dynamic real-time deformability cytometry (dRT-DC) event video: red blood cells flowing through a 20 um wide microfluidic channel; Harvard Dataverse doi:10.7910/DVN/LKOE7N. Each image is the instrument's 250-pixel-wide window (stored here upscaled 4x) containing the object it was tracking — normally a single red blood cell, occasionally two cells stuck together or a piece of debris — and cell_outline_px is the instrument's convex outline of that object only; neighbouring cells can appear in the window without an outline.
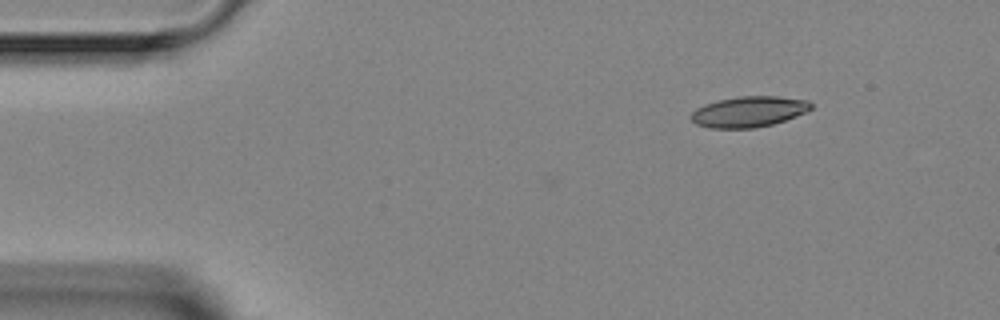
{"species": "Egyptian fruit bat (a non-hibernating species)", "species_latin": "Rousettus aegyptiacus", "temperature_condition": "room temperature", "stored_images_in_passage": 4, "segment_of_instrument_passage": [1, 2], "camera_frame_rate_fps": 3000, "um_per_image_px": 0.085, "animal": {"sex": "female"}, "frame": {"image": 1, "passage_image": 1, "time_ms": 0.0, "image_size_px": [1000, 320], "cell_outline_px": [[812, 108], [796, 116], [772, 124], [756, 128], [712, 128], [696, 124], [692, 120], [692, 112], [696, 108], [704, 104], [720, 100], [740, 96], [776, 96], [808, 100], [812, 104]], "centroid_in_image_um": [63.65, 9.49], "position_along_channel_um": 21.4, "area_um2": 21.27}}
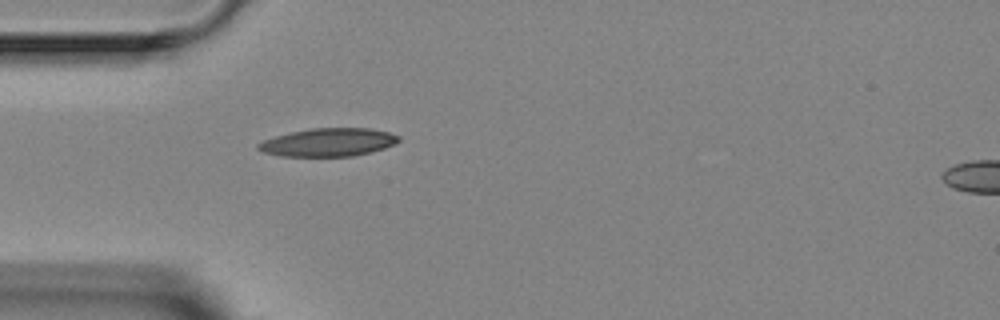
{"frame": {"image": 2, "passage_image": 3, "time_ms": 2.667, "image_size_px": [1000, 320], "cell_outline_px": [[400, 140], [384, 148], [352, 156], [280, 156], [264, 152], [256, 148], [256, 144], [264, 140], [276, 136], [308, 128], [372, 128], [388, 132], [400, 136]], "centroid_in_image_um": [27.89, 12.09], "position_along_channel_um": 57.1, "area_um2": 22.89}}